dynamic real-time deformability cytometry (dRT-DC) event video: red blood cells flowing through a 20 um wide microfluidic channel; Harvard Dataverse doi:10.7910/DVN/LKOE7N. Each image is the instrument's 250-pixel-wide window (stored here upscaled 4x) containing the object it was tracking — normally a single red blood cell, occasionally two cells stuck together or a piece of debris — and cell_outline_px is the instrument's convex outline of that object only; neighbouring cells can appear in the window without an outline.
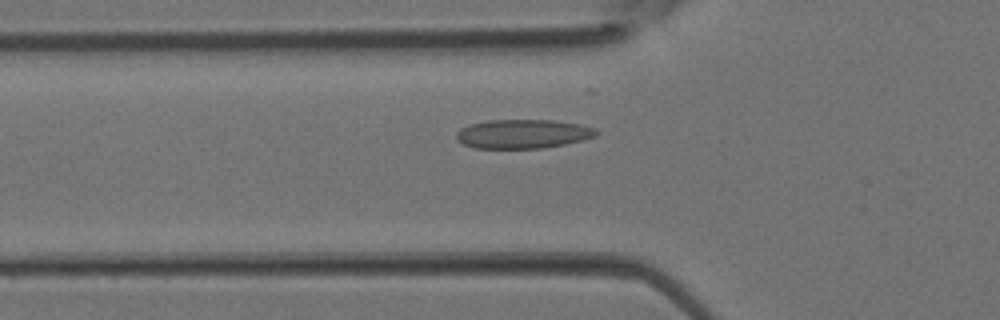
{"species": "Egyptian fruit bat (a non-hibernating species)", "species_latin": "Rousettus aegyptiacus", "temperature_condition": "room temperature", "stored_images_in_passage": 2, "camera_frame_rate_fps": 3000, "um_per_image_px": 0.085, "animal": {"sex": "female"}, "frame": {"image": 1, "passage_image": 2, "time_ms": 0.333, "image_size_px": [1000, 320], "cell_outline_px": [[600, 132], [596, 136], [564, 144], [544, 148], [476, 148], [464, 144], [456, 140], [456, 132], [460, 128], [468, 124], [488, 120], [552, 120], [580, 124], [596, 128]], "centroid_in_image_um": [44.43, 11.37], "position_along_channel_um": 81.4, "area_um2": 23.76}}